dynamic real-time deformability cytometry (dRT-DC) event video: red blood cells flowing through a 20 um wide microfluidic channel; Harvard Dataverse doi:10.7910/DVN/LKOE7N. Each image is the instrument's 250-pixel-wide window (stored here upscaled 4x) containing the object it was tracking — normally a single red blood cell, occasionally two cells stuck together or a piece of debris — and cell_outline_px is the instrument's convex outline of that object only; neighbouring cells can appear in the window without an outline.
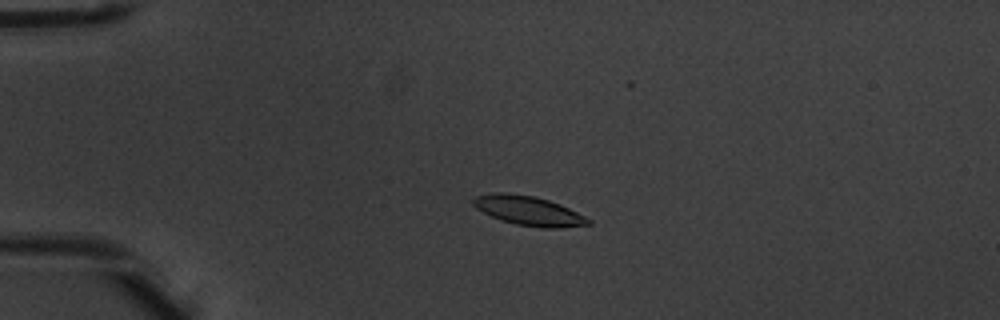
{"species": "common noctule bat (a hibernating species)", "species_latin": "Nyctalus noctula", "temperature_condition": "warm", "stored_images_in_passage": 5, "camera_frame_rate_fps": 3000, "um_per_image_px": 0.085, "animal": {"sex": "male", "body_mass_g": 20.1, "forearm_length_mm": 53.5}, "frame": {"image": 1, "passage_image": 4, "time_ms": 1.0, "image_size_px": [1000, 320], "cell_outline_px": [[592, 224], [560, 228], [540, 228], [516, 224], [500, 220], [476, 208], [472, 204], [472, 200], [476, 196], [492, 192], [504, 192], [536, 196], [560, 204], [592, 220]], "centroid_in_image_um": [44.93, 17.91], "position_along_channel_um": 40.1, "area_um2": 19.77}}